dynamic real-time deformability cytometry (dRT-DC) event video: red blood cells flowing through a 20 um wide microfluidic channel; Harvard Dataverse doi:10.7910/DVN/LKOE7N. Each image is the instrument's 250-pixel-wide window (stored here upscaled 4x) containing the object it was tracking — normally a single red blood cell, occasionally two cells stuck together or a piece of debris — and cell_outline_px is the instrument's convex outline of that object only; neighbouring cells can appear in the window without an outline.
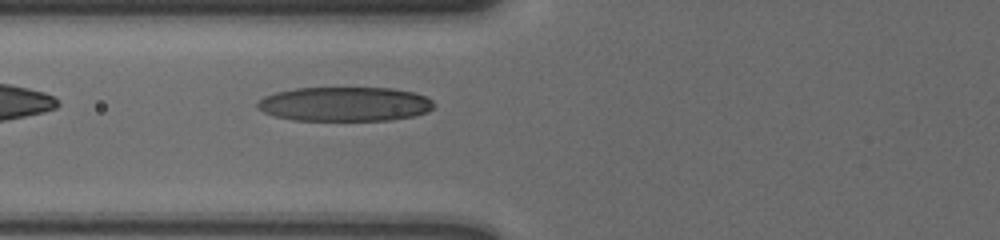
{"species": "human", "species_latin": "Homo sapiens", "temperature_condition": "cold", "stored_images_in_passage": 4, "camera_frame_rate_fps": 3000, "um_per_image_px": 0.085, "donor": {"sex": "male"}, "frame": {"image": 1, "passage_image": 4, "time_ms": 1.0, "image_size_px": [1000, 240], "cell_outline_px": [[436, 104], [428, 112], [412, 116], [388, 120], [292, 120], [276, 116], [264, 112], [256, 108], [256, 104], [264, 96], [276, 92], [296, 88], [392, 88], [412, 92], [424, 96], [432, 100]], "centroid_in_image_um": [29.3, 8.84], "position_along_channel_um": 96.5, "area_um2": 35.26}}